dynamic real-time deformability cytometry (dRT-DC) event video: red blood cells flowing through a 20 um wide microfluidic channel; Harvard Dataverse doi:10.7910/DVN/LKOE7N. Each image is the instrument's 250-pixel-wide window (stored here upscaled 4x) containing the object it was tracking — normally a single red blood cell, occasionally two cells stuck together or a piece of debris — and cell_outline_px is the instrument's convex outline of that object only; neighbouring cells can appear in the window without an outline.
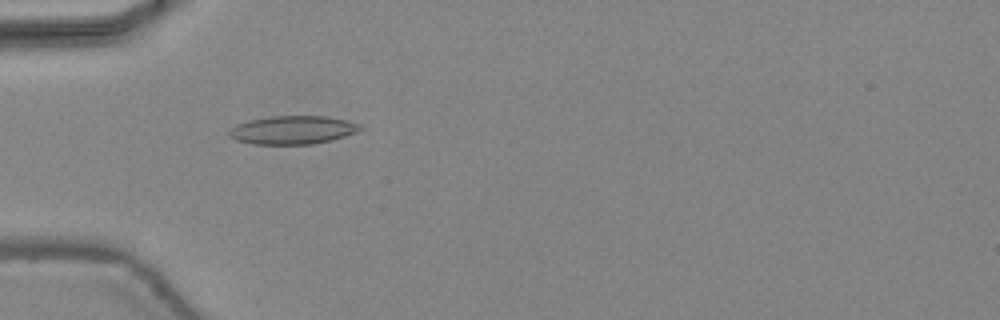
{"species": "common noctule bat (a hibernating species)", "species_latin": "Nyctalus noctula", "temperature_condition": "warm", "stored_images_in_passage": 41, "camera_frame_rate_fps": 3000, "um_per_image_px": 0.085, "animal": {"sex": "female", "body_mass_g": 24.6, "forearm_length_mm": 56.2}, "frame": {"image": 1, "passage_image": 10, "time_ms": 3.0, "image_size_px": [1000, 320], "cell_outline_px": [[364, 128], [356, 132], [332, 140], [312, 144], [252, 144], [236, 140], [228, 136], [228, 132], [236, 124], [248, 120], [272, 116], [324, 116], [348, 120]], "centroid_in_image_um": [24.85, 11.05], "position_along_channel_um": 60.2, "area_um2": 21.62}}
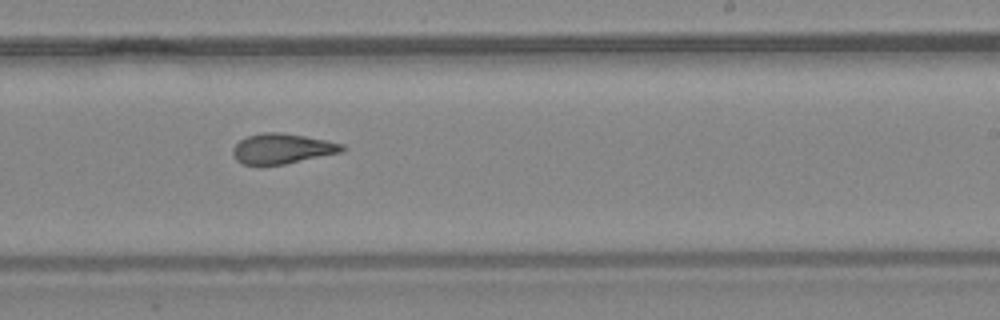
{"frame": {"image": 2, "passage_image": 24, "time_ms": 7.667, "image_size_px": [1000, 320], "cell_outline_px": [[344, 148], [340, 152], [284, 164], [260, 168], [244, 164], [236, 160], [232, 152], [232, 148], [240, 140], [248, 136], [264, 132], [280, 132], [304, 136], [344, 144]], "centroid_in_image_um": [23.9, 12.67], "position_along_channel_um": 265.1, "area_um2": 19.36}}
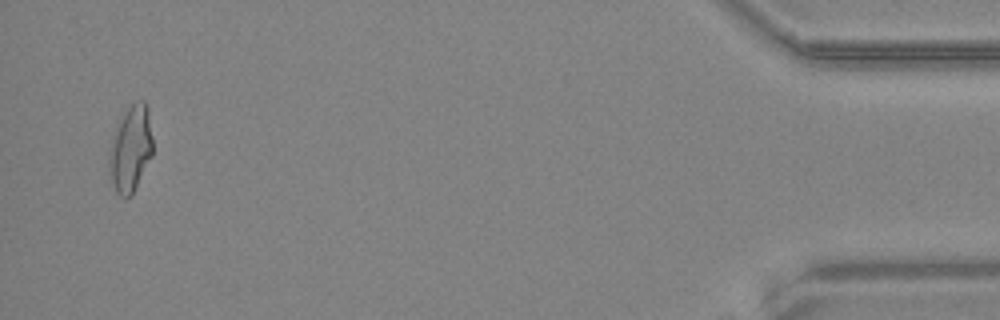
{"frame": {"image": 3, "passage_image": 40, "time_ms": 13.0, "image_size_px": [1000, 320], "cell_outline_px": [[152, 156], [132, 196], [120, 196], [116, 192], [108, 168], [108, 148], [116, 128], [124, 112], [132, 104], [140, 100], [144, 100], [148, 108], [152, 140]], "centroid_in_image_um": [11.09, 12.67], "position_along_channel_um": 424.1, "area_um2": 21.91}, "authors_computed_cell_mechanics": {"area_um2": 19.7098, "velocity_mm_per_s": 4.4854, "shape_relaxation_time_tau1_ms": 10.2938, "shape_relaxation_time_tau2_ms": 1.1834, "deformation_change_tau1": 0.2805, "deformation_change_tau2": 0.0871}}